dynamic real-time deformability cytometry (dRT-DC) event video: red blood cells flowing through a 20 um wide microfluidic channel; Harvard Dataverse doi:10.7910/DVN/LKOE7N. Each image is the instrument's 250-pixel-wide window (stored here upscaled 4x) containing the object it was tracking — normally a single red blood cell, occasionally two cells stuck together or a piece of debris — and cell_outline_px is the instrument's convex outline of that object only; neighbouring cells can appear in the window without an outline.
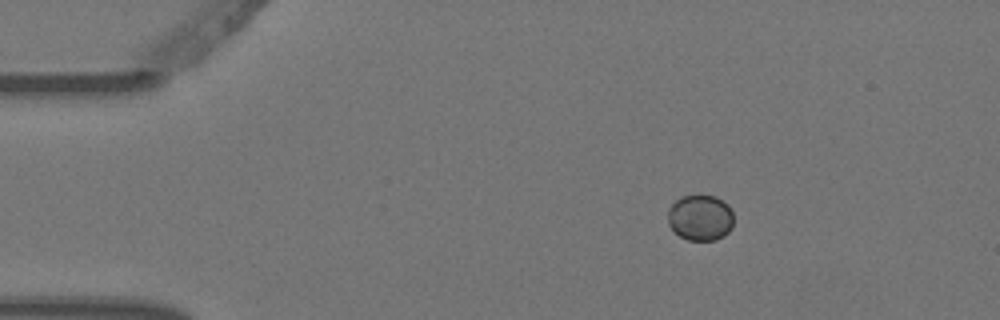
{"species": "Egyptian fruit bat (a non-hibernating species)", "species_latin": "Rousettus aegyptiacus", "temperature_condition": "warm", "stored_images_in_passage": 3, "camera_frame_rate_fps": 3000, "um_per_image_px": 0.085, "animal": {"sex": "female"}, "frame": {"image": 1, "passage_image": 1, "time_ms": 0.0, "image_size_px": [1000, 320], "cell_outline_px": [[732, 228], [724, 236], [716, 240], [688, 240], [680, 236], [668, 224], [668, 208], [680, 196], [716, 196], [728, 204], [732, 212]], "centroid_in_image_um": [59.53, 18.5], "position_along_channel_um": 25.5, "area_um2": 17.57}}